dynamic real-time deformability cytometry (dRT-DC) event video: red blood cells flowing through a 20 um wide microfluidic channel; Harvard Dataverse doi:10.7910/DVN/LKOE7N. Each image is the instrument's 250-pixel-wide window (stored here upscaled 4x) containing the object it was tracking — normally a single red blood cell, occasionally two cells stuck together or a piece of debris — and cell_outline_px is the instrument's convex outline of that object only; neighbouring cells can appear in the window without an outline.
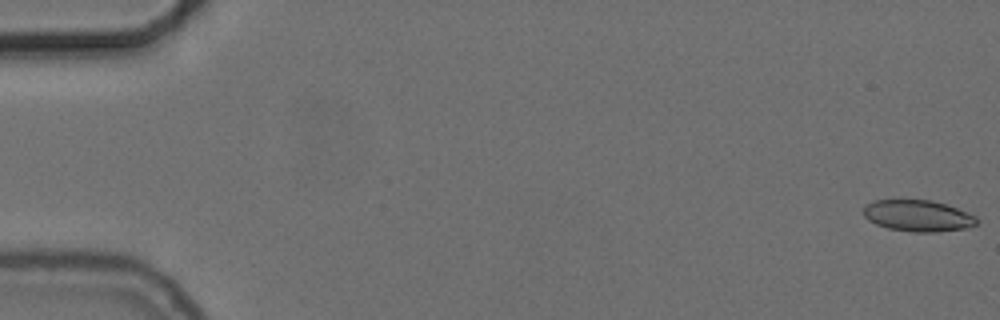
{"species": "common noctule bat (a hibernating species)", "species_latin": "Nyctalus noctula", "temperature_condition": "cold", "stored_images_in_passage": 26, "camera_frame_rate_fps": 3000, "um_per_image_px": 0.085, "animal": {"sex": "female", "body_mass_g": 24.6, "forearm_length_mm": 56.2}, "frame": {"image": 1, "passage_image": 1, "time_ms": 0.0, "image_size_px": [1000, 320], "cell_outline_px": [[976, 224], [964, 228], [936, 232], [912, 232], [888, 228], [876, 224], [868, 220], [864, 216], [864, 204], [872, 200], [928, 200], [944, 204], [956, 208], [976, 216]], "centroid_in_image_um": [77.96, 18.34], "position_along_channel_um": 7.0, "area_um2": 20.52}}
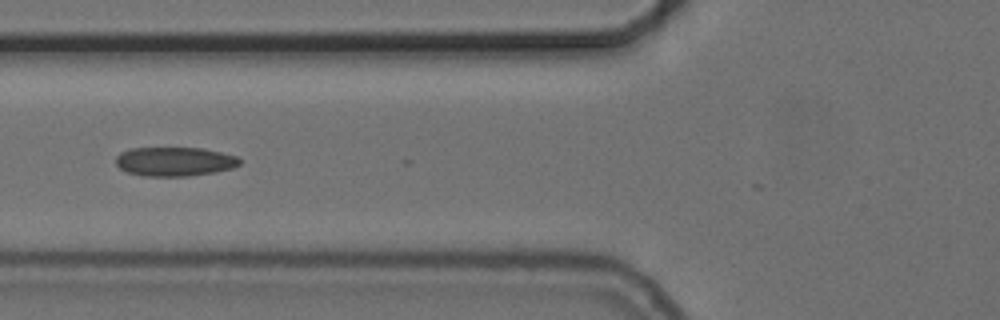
{"frame": {"image": 2, "passage_image": 22, "time_ms": 7.0, "image_size_px": [1000, 320], "cell_outline_px": [[240, 164], [232, 168], [216, 172], [188, 176], [140, 176], [128, 172], [120, 168], [116, 164], [116, 156], [120, 152], [132, 148], [204, 148], [236, 156], [240, 160]], "centroid_in_image_um": [14.83, 13.73], "position_along_channel_um": 111.0, "area_um2": 21.04}}
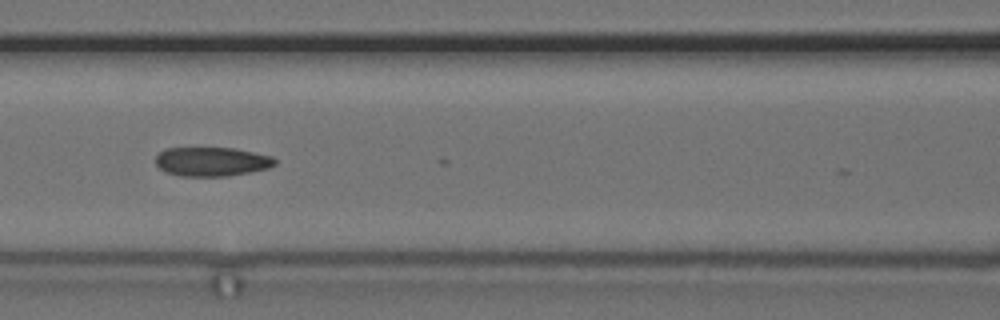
{"frame": {"image": 3, "passage_image": 25, "time_ms": 8.0, "image_size_px": [1000, 320], "cell_outline_px": [[276, 164], [268, 168], [228, 176], [180, 176], [164, 172], [156, 164], [156, 156], [164, 148], [236, 148], [272, 156], [276, 160]], "centroid_in_image_um": [17.98, 13.73], "position_along_channel_um": 148.6, "area_um2": 20.29}}